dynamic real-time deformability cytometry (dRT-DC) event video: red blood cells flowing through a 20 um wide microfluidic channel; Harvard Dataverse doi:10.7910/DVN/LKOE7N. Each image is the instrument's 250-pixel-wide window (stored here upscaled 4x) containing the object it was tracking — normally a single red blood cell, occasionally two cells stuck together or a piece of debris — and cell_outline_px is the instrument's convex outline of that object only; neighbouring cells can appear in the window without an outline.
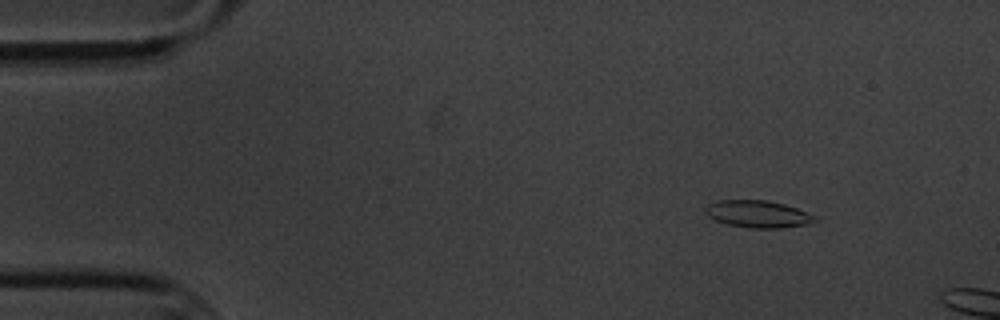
{"species": "common noctule bat (a hibernating species)", "species_latin": "Nyctalus noctula", "temperature_condition": "cold", "stored_images_in_passage": 3, "camera_frame_rate_fps": 3000, "um_per_image_px": 0.085, "animal": {"sex": "male", "body_mass_g": 20.1, "forearm_length_mm": 53.5}, "frame": {"image": 1, "passage_image": 2, "time_ms": 1.0, "image_size_px": [1000, 320], "cell_outline_px": [[820, 220], [808, 224], [780, 228], [752, 228], [728, 224], [716, 220], [708, 216], [704, 212], [704, 208], [708, 204], [720, 200], [768, 200], [784, 204], [796, 208], [816, 216]], "centroid_in_image_um": [64.44, 18.19], "position_along_channel_um": 20.6, "area_um2": 17.34}}